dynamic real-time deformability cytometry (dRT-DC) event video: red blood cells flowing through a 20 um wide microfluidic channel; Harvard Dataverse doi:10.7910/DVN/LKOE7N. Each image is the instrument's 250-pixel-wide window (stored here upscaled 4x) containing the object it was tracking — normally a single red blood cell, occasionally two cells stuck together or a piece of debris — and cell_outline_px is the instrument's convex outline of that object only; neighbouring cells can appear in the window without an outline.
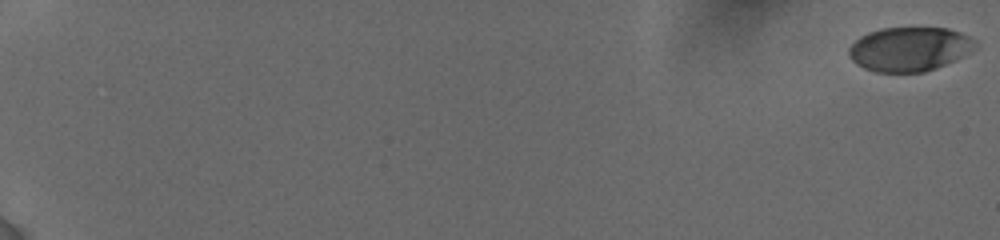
{"species": "human", "species_latin": "Homo sapiens", "temperature_condition": "cold", "stored_images_in_passage": 27, "camera_frame_rate_fps": 3000, "um_per_image_px": 0.085, "donor": {"sex": "female"}, "frame": {"image": 1, "passage_image": 1, "time_ms": 0.0, "image_size_px": [1000, 240], "cell_outline_px": [[980, 48], [956, 60], [936, 68], [924, 72], [876, 72], [864, 68], [856, 64], [848, 56], [848, 48], [860, 36], [868, 32], [884, 28], [948, 28], [968, 36], [976, 40]], "centroid_in_image_um": [77.34, 4.18], "position_along_channel_um": 7.7, "area_um2": 32.89}}
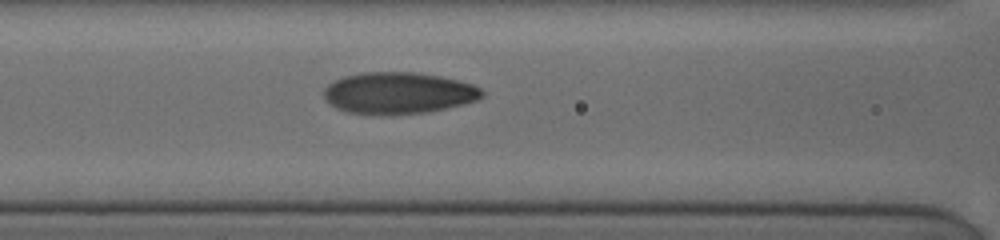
{"frame": {"image": 2, "passage_image": 20, "time_ms": 9.333, "image_size_px": [1000, 240], "cell_outline_px": [[484, 96], [476, 100], [444, 108], [424, 112], [388, 116], [380, 116], [348, 112], [336, 108], [324, 96], [324, 88], [328, 84], [344, 76], [364, 72], [412, 72], [436, 76], [456, 80], [472, 84], [480, 88], [484, 92]], "centroid_in_image_um": [33.83, 7.92], "position_along_channel_um": 132.8, "area_um2": 38.15}}
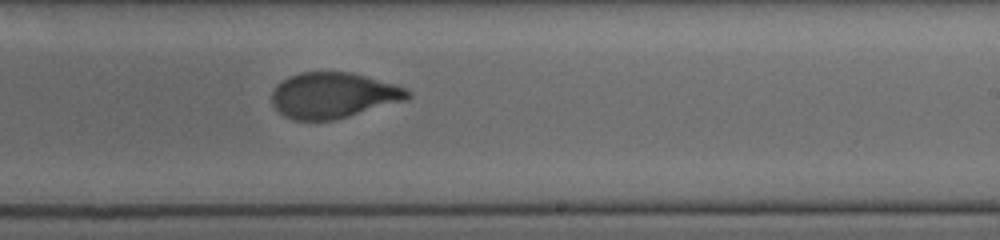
{"frame": {"image": 3, "passage_image": 27, "time_ms": 12.667, "image_size_px": [1000, 240], "cell_outline_px": [[412, 96], [404, 100], [336, 120], [296, 120], [284, 116], [272, 104], [272, 92], [288, 76], [300, 72], [352, 72], [392, 84], [404, 88], [412, 92]], "centroid_in_image_um": [28.32, 8.11], "position_along_channel_um": 260.7, "area_um2": 35.78}}